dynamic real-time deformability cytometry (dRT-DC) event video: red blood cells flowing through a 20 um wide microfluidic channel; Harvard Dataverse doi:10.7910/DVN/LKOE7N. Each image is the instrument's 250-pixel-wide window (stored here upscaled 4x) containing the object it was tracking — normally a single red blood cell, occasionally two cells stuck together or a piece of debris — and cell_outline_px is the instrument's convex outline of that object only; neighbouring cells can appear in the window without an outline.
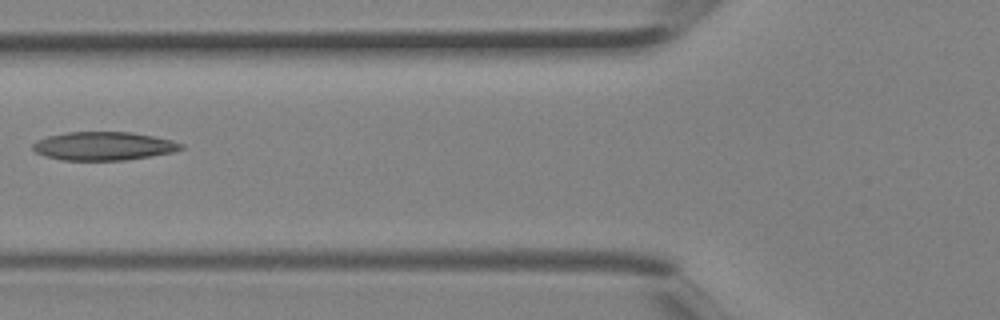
{"species": "Egyptian fruit bat (a non-hibernating species)", "species_latin": "Rousettus aegyptiacus", "temperature_condition": "room temperature", "stored_images_in_passage": 4, "camera_frame_rate_fps": 3000, "um_per_image_px": 0.085, "animal": {"sex": "female"}, "frame": {"image": 1, "passage_image": 4, "time_ms": 1.0, "image_size_px": [1000, 320], "cell_outline_px": [[184, 148], [176, 152], [152, 156], [124, 160], [60, 160], [44, 156], [36, 152], [32, 148], [32, 144], [36, 140], [48, 136], [68, 132], [132, 132], [172, 140], [184, 144]], "centroid_in_image_um": [8.82, 12.42], "position_along_channel_um": 117.0, "area_um2": 24.74}}